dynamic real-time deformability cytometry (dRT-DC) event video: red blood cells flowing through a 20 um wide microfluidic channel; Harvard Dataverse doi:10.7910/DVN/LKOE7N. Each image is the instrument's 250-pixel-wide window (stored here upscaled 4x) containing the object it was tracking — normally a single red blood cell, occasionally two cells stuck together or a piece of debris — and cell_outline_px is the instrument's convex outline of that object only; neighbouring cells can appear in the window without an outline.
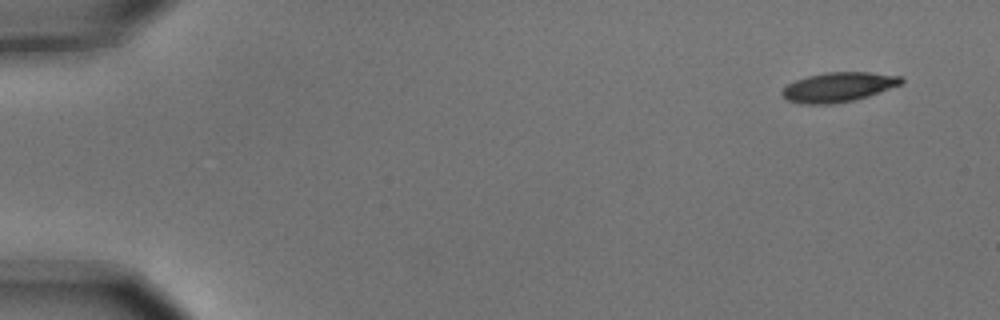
{"species": "common noctule bat (a hibernating species)", "species_latin": "Nyctalus noctula", "temperature_condition": "cold", "stored_images_in_passage": 10, "camera_frame_rate_fps": 3000, "um_per_image_px": 0.085, "animal": {"sex": "male", "body_mass_g": 15.6}, "frame": {"image": 1, "passage_image": 1, "time_ms": 0.0, "image_size_px": [1000, 320], "cell_outline_px": [[904, 84], [868, 96], [852, 100], [832, 104], [800, 104], [788, 100], [780, 92], [788, 84], [796, 80], [808, 76], [828, 72], [868, 72], [904, 76]], "centroid_in_image_um": [71.31, 7.4], "position_along_channel_um": 13.7, "area_um2": 20.58}}
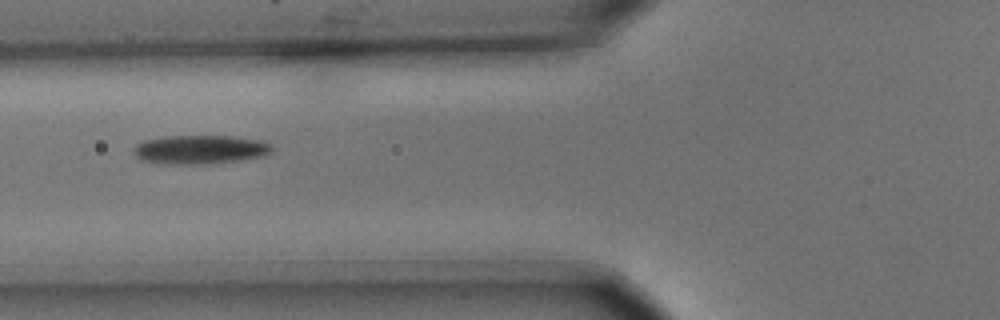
{"frame": {"image": 2, "passage_image": 6, "time_ms": 1.667, "image_size_px": [1000, 320], "cell_outline_px": [[272, 152], [264, 156], [240, 160], [212, 164], [160, 164], [140, 160], [132, 152], [132, 148], [136, 144], [144, 140], [164, 136], [232, 136], [264, 140], [272, 144]], "centroid_in_image_um": [17.0, 12.71], "position_along_channel_um": 108.8, "area_um2": 23.81}}
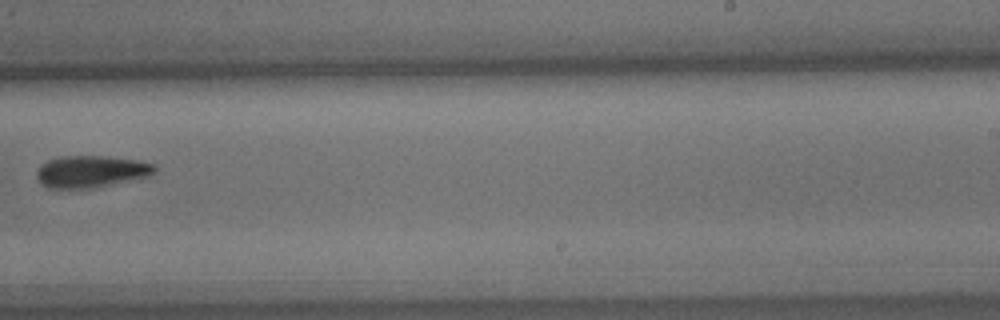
{"frame": {"image": 3, "passage_image": 10, "time_ms": 3.0, "image_size_px": [1000, 320], "cell_outline_px": [[156, 172], [148, 176], [92, 188], [48, 188], [36, 176], [36, 172], [40, 164], [48, 160], [60, 156], [104, 156], [136, 160], [156, 164]], "centroid_in_image_um": [7.73, 14.56], "position_along_channel_um": 281.3, "area_um2": 21.79}}